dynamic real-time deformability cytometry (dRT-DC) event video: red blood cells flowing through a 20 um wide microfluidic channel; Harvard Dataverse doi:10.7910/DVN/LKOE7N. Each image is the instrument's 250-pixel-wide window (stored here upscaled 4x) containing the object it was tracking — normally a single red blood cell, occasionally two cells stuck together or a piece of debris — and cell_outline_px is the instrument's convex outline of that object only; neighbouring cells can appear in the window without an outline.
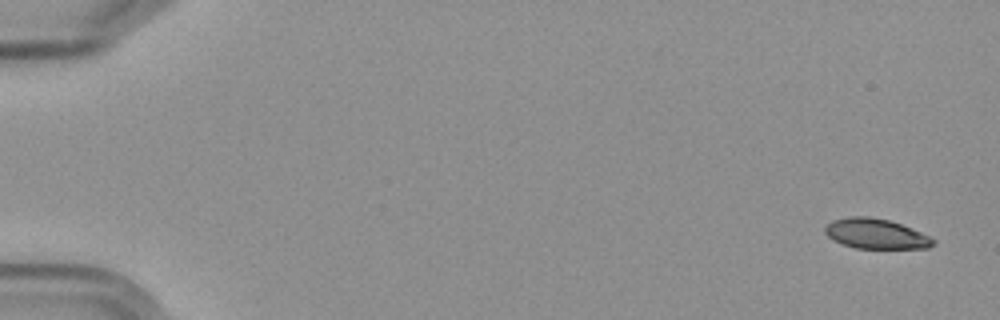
{"species": "Egyptian fruit bat (a non-hibernating species)", "species_latin": "Rousettus aegyptiacus", "temperature_condition": "cold", "stored_images_in_passage": 6, "camera_frame_rate_fps": 3000, "um_per_image_px": 0.085, "frame": {"image": 1, "passage_image": 1, "time_ms": 0.0, "image_size_px": [1000, 320], "cell_outline_px": [[936, 244], [928, 248], [856, 248], [840, 244], [832, 240], [824, 232], [824, 228], [832, 220], [848, 216], [868, 216], [888, 220], [900, 224], [920, 232], [936, 240]], "centroid_in_image_um": [74.41, 19.87], "position_along_channel_um": 10.6, "area_um2": 18.96}}
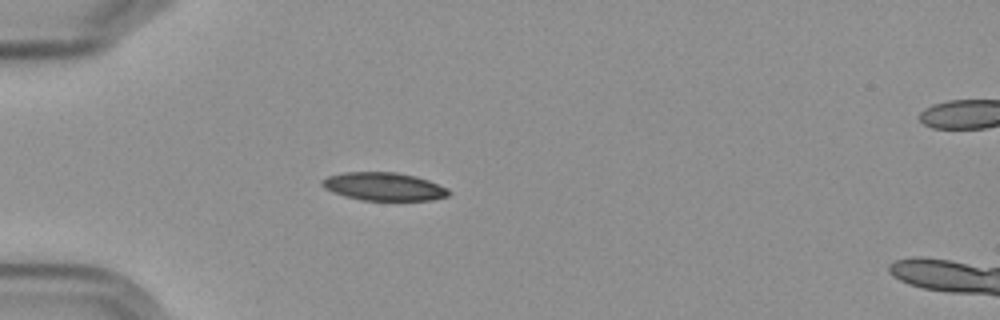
{"frame": {"image": 2, "passage_image": 5, "time_ms": 5.0, "image_size_px": [1000, 320], "cell_outline_px": [[452, 192], [448, 196], [432, 200], [360, 200], [344, 196], [332, 192], [324, 188], [320, 184], [320, 180], [328, 176], [344, 172], [396, 172], [416, 176], [428, 180], [448, 188]], "centroid_in_image_um": [32.61, 15.85], "position_along_channel_um": 52.4, "area_um2": 20.92}}